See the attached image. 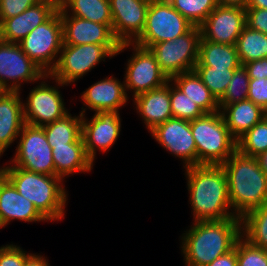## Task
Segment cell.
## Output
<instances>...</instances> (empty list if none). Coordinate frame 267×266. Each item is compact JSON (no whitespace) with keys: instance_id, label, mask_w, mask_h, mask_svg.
Listing matches in <instances>:
<instances>
[{"instance_id":"45","label":"cell","mask_w":267,"mask_h":266,"mask_svg":"<svg viewBox=\"0 0 267 266\" xmlns=\"http://www.w3.org/2000/svg\"><path fill=\"white\" fill-rule=\"evenodd\" d=\"M216 3L220 6H241L245 8L248 0H216Z\"/></svg>"},{"instance_id":"24","label":"cell","mask_w":267,"mask_h":266,"mask_svg":"<svg viewBox=\"0 0 267 266\" xmlns=\"http://www.w3.org/2000/svg\"><path fill=\"white\" fill-rule=\"evenodd\" d=\"M52 155L55 176L61 177L64 181L70 175L90 173L95 165L85 152L83 137L75 143L66 144V146H52Z\"/></svg>"},{"instance_id":"30","label":"cell","mask_w":267,"mask_h":266,"mask_svg":"<svg viewBox=\"0 0 267 266\" xmlns=\"http://www.w3.org/2000/svg\"><path fill=\"white\" fill-rule=\"evenodd\" d=\"M236 49L241 65L267 58V35L247 25L237 39Z\"/></svg>"},{"instance_id":"47","label":"cell","mask_w":267,"mask_h":266,"mask_svg":"<svg viewBox=\"0 0 267 266\" xmlns=\"http://www.w3.org/2000/svg\"><path fill=\"white\" fill-rule=\"evenodd\" d=\"M259 161L261 169L266 173L267 175V150L263 153H261L258 157H256Z\"/></svg>"},{"instance_id":"33","label":"cell","mask_w":267,"mask_h":266,"mask_svg":"<svg viewBox=\"0 0 267 266\" xmlns=\"http://www.w3.org/2000/svg\"><path fill=\"white\" fill-rule=\"evenodd\" d=\"M237 150L252 157L267 150V115L237 140Z\"/></svg>"},{"instance_id":"2","label":"cell","mask_w":267,"mask_h":266,"mask_svg":"<svg viewBox=\"0 0 267 266\" xmlns=\"http://www.w3.org/2000/svg\"><path fill=\"white\" fill-rule=\"evenodd\" d=\"M183 169L192 222L237 217L231 209L227 177L221 165H198Z\"/></svg>"},{"instance_id":"16","label":"cell","mask_w":267,"mask_h":266,"mask_svg":"<svg viewBox=\"0 0 267 266\" xmlns=\"http://www.w3.org/2000/svg\"><path fill=\"white\" fill-rule=\"evenodd\" d=\"M199 27L204 40L236 45L246 27V10L241 6L217 5Z\"/></svg>"},{"instance_id":"3","label":"cell","mask_w":267,"mask_h":266,"mask_svg":"<svg viewBox=\"0 0 267 266\" xmlns=\"http://www.w3.org/2000/svg\"><path fill=\"white\" fill-rule=\"evenodd\" d=\"M0 172L49 222L65 218L69 194L61 177L30 172L7 162Z\"/></svg>"},{"instance_id":"43","label":"cell","mask_w":267,"mask_h":266,"mask_svg":"<svg viewBox=\"0 0 267 266\" xmlns=\"http://www.w3.org/2000/svg\"><path fill=\"white\" fill-rule=\"evenodd\" d=\"M206 266H237V241L235 247Z\"/></svg>"},{"instance_id":"36","label":"cell","mask_w":267,"mask_h":266,"mask_svg":"<svg viewBox=\"0 0 267 266\" xmlns=\"http://www.w3.org/2000/svg\"><path fill=\"white\" fill-rule=\"evenodd\" d=\"M249 81L250 78L243 65L235 69L227 90L223 97L218 101V105H230L247 99Z\"/></svg>"},{"instance_id":"28","label":"cell","mask_w":267,"mask_h":266,"mask_svg":"<svg viewBox=\"0 0 267 266\" xmlns=\"http://www.w3.org/2000/svg\"><path fill=\"white\" fill-rule=\"evenodd\" d=\"M60 15H70L112 26L109 0H64Z\"/></svg>"},{"instance_id":"38","label":"cell","mask_w":267,"mask_h":266,"mask_svg":"<svg viewBox=\"0 0 267 266\" xmlns=\"http://www.w3.org/2000/svg\"><path fill=\"white\" fill-rule=\"evenodd\" d=\"M31 252L25 251L20 245L4 244L0 246V266H24L25 259Z\"/></svg>"},{"instance_id":"10","label":"cell","mask_w":267,"mask_h":266,"mask_svg":"<svg viewBox=\"0 0 267 266\" xmlns=\"http://www.w3.org/2000/svg\"><path fill=\"white\" fill-rule=\"evenodd\" d=\"M201 30L194 26L189 32L171 41L152 45L149 49L154 54L161 71L170 80L184 72L193 71L199 57Z\"/></svg>"},{"instance_id":"39","label":"cell","mask_w":267,"mask_h":266,"mask_svg":"<svg viewBox=\"0 0 267 266\" xmlns=\"http://www.w3.org/2000/svg\"><path fill=\"white\" fill-rule=\"evenodd\" d=\"M41 0H0V24L8 18L17 16Z\"/></svg>"},{"instance_id":"29","label":"cell","mask_w":267,"mask_h":266,"mask_svg":"<svg viewBox=\"0 0 267 266\" xmlns=\"http://www.w3.org/2000/svg\"><path fill=\"white\" fill-rule=\"evenodd\" d=\"M43 129L51 147L75 143L82 137V115L73 116L69 112L63 118L43 126Z\"/></svg>"},{"instance_id":"12","label":"cell","mask_w":267,"mask_h":266,"mask_svg":"<svg viewBox=\"0 0 267 266\" xmlns=\"http://www.w3.org/2000/svg\"><path fill=\"white\" fill-rule=\"evenodd\" d=\"M15 154L9 163L30 172L55 175L52 147L43 127L25 123L16 140Z\"/></svg>"},{"instance_id":"1","label":"cell","mask_w":267,"mask_h":266,"mask_svg":"<svg viewBox=\"0 0 267 266\" xmlns=\"http://www.w3.org/2000/svg\"><path fill=\"white\" fill-rule=\"evenodd\" d=\"M179 237L185 266H206L235 247L242 218L191 222Z\"/></svg>"},{"instance_id":"13","label":"cell","mask_w":267,"mask_h":266,"mask_svg":"<svg viewBox=\"0 0 267 266\" xmlns=\"http://www.w3.org/2000/svg\"><path fill=\"white\" fill-rule=\"evenodd\" d=\"M46 73L22 51L18 43L0 39V90L23 91L24 83L34 85Z\"/></svg>"},{"instance_id":"41","label":"cell","mask_w":267,"mask_h":266,"mask_svg":"<svg viewBox=\"0 0 267 266\" xmlns=\"http://www.w3.org/2000/svg\"><path fill=\"white\" fill-rule=\"evenodd\" d=\"M246 25L267 35V9L245 8Z\"/></svg>"},{"instance_id":"20","label":"cell","mask_w":267,"mask_h":266,"mask_svg":"<svg viewBox=\"0 0 267 266\" xmlns=\"http://www.w3.org/2000/svg\"><path fill=\"white\" fill-rule=\"evenodd\" d=\"M14 220L26 223H48L34 204L22 196L0 172V229L5 228Z\"/></svg>"},{"instance_id":"17","label":"cell","mask_w":267,"mask_h":266,"mask_svg":"<svg viewBox=\"0 0 267 266\" xmlns=\"http://www.w3.org/2000/svg\"><path fill=\"white\" fill-rule=\"evenodd\" d=\"M61 19L63 27V44L103 45L114 56H117L121 43L116 39L112 26L70 15H61Z\"/></svg>"},{"instance_id":"19","label":"cell","mask_w":267,"mask_h":266,"mask_svg":"<svg viewBox=\"0 0 267 266\" xmlns=\"http://www.w3.org/2000/svg\"><path fill=\"white\" fill-rule=\"evenodd\" d=\"M83 106L81 115H87L86 110L93 113L98 111H118L127 105L129 98L125 91L124 79L119 81L117 77L111 75L94 82L85 89L79 96ZM85 106V107H84Z\"/></svg>"},{"instance_id":"40","label":"cell","mask_w":267,"mask_h":266,"mask_svg":"<svg viewBox=\"0 0 267 266\" xmlns=\"http://www.w3.org/2000/svg\"><path fill=\"white\" fill-rule=\"evenodd\" d=\"M247 99L267 112V79H250Z\"/></svg>"},{"instance_id":"26","label":"cell","mask_w":267,"mask_h":266,"mask_svg":"<svg viewBox=\"0 0 267 266\" xmlns=\"http://www.w3.org/2000/svg\"><path fill=\"white\" fill-rule=\"evenodd\" d=\"M170 81L194 101L205 113L220 111L218 101L193 71L176 75Z\"/></svg>"},{"instance_id":"23","label":"cell","mask_w":267,"mask_h":266,"mask_svg":"<svg viewBox=\"0 0 267 266\" xmlns=\"http://www.w3.org/2000/svg\"><path fill=\"white\" fill-rule=\"evenodd\" d=\"M133 107L148 132L173 118L170 100V80L162 87L142 93L132 100Z\"/></svg>"},{"instance_id":"42","label":"cell","mask_w":267,"mask_h":266,"mask_svg":"<svg viewBox=\"0 0 267 266\" xmlns=\"http://www.w3.org/2000/svg\"><path fill=\"white\" fill-rule=\"evenodd\" d=\"M250 79H267V58L243 64Z\"/></svg>"},{"instance_id":"11","label":"cell","mask_w":267,"mask_h":266,"mask_svg":"<svg viewBox=\"0 0 267 266\" xmlns=\"http://www.w3.org/2000/svg\"><path fill=\"white\" fill-rule=\"evenodd\" d=\"M108 57L112 59L115 56L103 45L63 44L57 64L50 72V76L70 86L91 72L100 62H106L105 59Z\"/></svg>"},{"instance_id":"46","label":"cell","mask_w":267,"mask_h":266,"mask_svg":"<svg viewBox=\"0 0 267 266\" xmlns=\"http://www.w3.org/2000/svg\"><path fill=\"white\" fill-rule=\"evenodd\" d=\"M245 8L267 9V0H248Z\"/></svg>"},{"instance_id":"32","label":"cell","mask_w":267,"mask_h":266,"mask_svg":"<svg viewBox=\"0 0 267 266\" xmlns=\"http://www.w3.org/2000/svg\"><path fill=\"white\" fill-rule=\"evenodd\" d=\"M235 69L237 68H214L210 66L194 67V71L217 101L225 94Z\"/></svg>"},{"instance_id":"7","label":"cell","mask_w":267,"mask_h":266,"mask_svg":"<svg viewBox=\"0 0 267 266\" xmlns=\"http://www.w3.org/2000/svg\"><path fill=\"white\" fill-rule=\"evenodd\" d=\"M49 79V80H48ZM52 80V81H51ZM54 85H50V83ZM30 90L23 101L25 123L34 126H45L63 118L70 110L62 97L60 88L67 87L50 74H45Z\"/></svg>"},{"instance_id":"9","label":"cell","mask_w":267,"mask_h":266,"mask_svg":"<svg viewBox=\"0 0 267 266\" xmlns=\"http://www.w3.org/2000/svg\"><path fill=\"white\" fill-rule=\"evenodd\" d=\"M18 44L36 65L46 74H50L57 64L63 46V27L59 8Z\"/></svg>"},{"instance_id":"5","label":"cell","mask_w":267,"mask_h":266,"mask_svg":"<svg viewBox=\"0 0 267 266\" xmlns=\"http://www.w3.org/2000/svg\"><path fill=\"white\" fill-rule=\"evenodd\" d=\"M197 148L198 165H222L236 150L232 137L220 111L205 113L190 121Z\"/></svg>"},{"instance_id":"37","label":"cell","mask_w":267,"mask_h":266,"mask_svg":"<svg viewBox=\"0 0 267 266\" xmlns=\"http://www.w3.org/2000/svg\"><path fill=\"white\" fill-rule=\"evenodd\" d=\"M237 266H267V250L252 245L241 236L237 240Z\"/></svg>"},{"instance_id":"34","label":"cell","mask_w":267,"mask_h":266,"mask_svg":"<svg viewBox=\"0 0 267 266\" xmlns=\"http://www.w3.org/2000/svg\"><path fill=\"white\" fill-rule=\"evenodd\" d=\"M193 25L200 26L217 7L216 0H168Z\"/></svg>"},{"instance_id":"8","label":"cell","mask_w":267,"mask_h":266,"mask_svg":"<svg viewBox=\"0 0 267 266\" xmlns=\"http://www.w3.org/2000/svg\"><path fill=\"white\" fill-rule=\"evenodd\" d=\"M194 26L168 0H151L142 34L133 43L149 49L156 43L184 35Z\"/></svg>"},{"instance_id":"25","label":"cell","mask_w":267,"mask_h":266,"mask_svg":"<svg viewBox=\"0 0 267 266\" xmlns=\"http://www.w3.org/2000/svg\"><path fill=\"white\" fill-rule=\"evenodd\" d=\"M219 109L236 141L267 115L262 107L249 99L230 105H219Z\"/></svg>"},{"instance_id":"15","label":"cell","mask_w":267,"mask_h":266,"mask_svg":"<svg viewBox=\"0 0 267 266\" xmlns=\"http://www.w3.org/2000/svg\"><path fill=\"white\" fill-rule=\"evenodd\" d=\"M149 133L160 147L182 161L183 168L197 166V148L190 121L170 118Z\"/></svg>"},{"instance_id":"4","label":"cell","mask_w":267,"mask_h":266,"mask_svg":"<svg viewBox=\"0 0 267 266\" xmlns=\"http://www.w3.org/2000/svg\"><path fill=\"white\" fill-rule=\"evenodd\" d=\"M221 166L227 177L231 209L237 217L267 204V175L256 157L236 150Z\"/></svg>"},{"instance_id":"14","label":"cell","mask_w":267,"mask_h":266,"mask_svg":"<svg viewBox=\"0 0 267 266\" xmlns=\"http://www.w3.org/2000/svg\"><path fill=\"white\" fill-rule=\"evenodd\" d=\"M121 123L118 111H98L92 118L82 115L85 152L93 163L97 159V151L107 153L117 142L121 133Z\"/></svg>"},{"instance_id":"18","label":"cell","mask_w":267,"mask_h":266,"mask_svg":"<svg viewBox=\"0 0 267 266\" xmlns=\"http://www.w3.org/2000/svg\"><path fill=\"white\" fill-rule=\"evenodd\" d=\"M151 0H109L112 30L121 43H133L145 26Z\"/></svg>"},{"instance_id":"21","label":"cell","mask_w":267,"mask_h":266,"mask_svg":"<svg viewBox=\"0 0 267 266\" xmlns=\"http://www.w3.org/2000/svg\"><path fill=\"white\" fill-rule=\"evenodd\" d=\"M58 8L51 1L41 0L21 14L5 19L0 24V39L5 42L19 43L34 28L46 22Z\"/></svg>"},{"instance_id":"48","label":"cell","mask_w":267,"mask_h":266,"mask_svg":"<svg viewBox=\"0 0 267 266\" xmlns=\"http://www.w3.org/2000/svg\"><path fill=\"white\" fill-rule=\"evenodd\" d=\"M45 1H51L52 3H54L58 7H60L62 5V3L64 2V0H45Z\"/></svg>"},{"instance_id":"31","label":"cell","mask_w":267,"mask_h":266,"mask_svg":"<svg viewBox=\"0 0 267 266\" xmlns=\"http://www.w3.org/2000/svg\"><path fill=\"white\" fill-rule=\"evenodd\" d=\"M242 236L252 245L267 250V204L242 218Z\"/></svg>"},{"instance_id":"44","label":"cell","mask_w":267,"mask_h":266,"mask_svg":"<svg viewBox=\"0 0 267 266\" xmlns=\"http://www.w3.org/2000/svg\"><path fill=\"white\" fill-rule=\"evenodd\" d=\"M48 258L41 253H31L26 259L24 266H51Z\"/></svg>"},{"instance_id":"35","label":"cell","mask_w":267,"mask_h":266,"mask_svg":"<svg viewBox=\"0 0 267 266\" xmlns=\"http://www.w3.org/2000/svg\"><path fill=\"white\" fill-rule=\"evenodd\" d=\"M170 100L173 118L192 121L205 114V112L194 101L177 88L171 81Z\"/></svg>"},{"instance_id":"22","label":"cell","mask_w":267,"mask_h":266,"mask_svg":"<svg viewBox=\"0 0 267 266\" xmlns=\"http://www.w3.org/2000/svg\"><path fill=\"white\" fill-rule=\"evenodd\" d=\"M21 93L0 91V157L16 142L25 124Z\"/></svg>"},{"instance_id":"27","label":"cell","mask_w":267,"mask_h":266,"mask_svg":"<svg viewBox=\"0 0 267 266\" xmlns=\"http://www.w3.org/2000/svg\"><path fill=\"white\" fill-rule=\"evenodd\" d=\"M195 66L239 68L241 62L235 45L213 43L201 37L198 62Z\"/></svg>"},{"instance_id":"6","label":"cell","mask_w":267,"mask_h":266,"mask_svg":"<svg viewBox=\"0 0 267 266\" xmlns=\"http://www.w3.org/2000/svg\"><path fill=\"white\" fill-rule=\"evenodd\" d=\"M127 48L132 51L130 58L125 63V73L123 75L128 98L132 96V100L142 93L164 86L169 81L161 71L150 49L135 43H123L120 45L117 55L124 53L125 50H128Z\"/></svg>"}]
</instances>
